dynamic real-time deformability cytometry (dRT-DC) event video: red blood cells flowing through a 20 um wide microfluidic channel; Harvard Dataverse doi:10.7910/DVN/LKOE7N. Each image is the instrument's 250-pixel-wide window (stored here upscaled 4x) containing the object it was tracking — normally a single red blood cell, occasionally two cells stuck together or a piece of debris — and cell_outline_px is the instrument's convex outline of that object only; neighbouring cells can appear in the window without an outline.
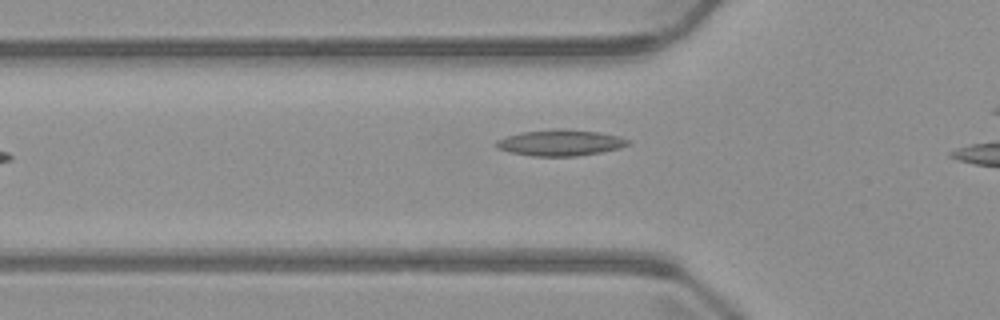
{"species": "common noctule bat (a hibernating species)", "species_latin": "Nyctalus noctula", "temperature_condition": "warm", "stored_images_in_passage": 7, "camera_frame_rate_fps": 3000, "um_per_image_px": 0.085, "animal": {"sex": "male", "body_mass_g": 23.1, "forearm_length_mm": 52.7}, "frame": {"image": 1, "passage_image": 6, "time_ms": 6.0, "image_size_px": [1000, 320], "cell_outline_px": [[628, 144], [620, 148], [600, 152], [576, 156], [532, 156], [512, 152], [496, 148], [496, 140], [520, 132], [556, 128], [564, 128], [600, 132], [620, 136], [628, 140]], "centroid_in_image_um": [47.62, 12.12], "position_along_channel_um": 78.2, "area_um2": 20.06}}